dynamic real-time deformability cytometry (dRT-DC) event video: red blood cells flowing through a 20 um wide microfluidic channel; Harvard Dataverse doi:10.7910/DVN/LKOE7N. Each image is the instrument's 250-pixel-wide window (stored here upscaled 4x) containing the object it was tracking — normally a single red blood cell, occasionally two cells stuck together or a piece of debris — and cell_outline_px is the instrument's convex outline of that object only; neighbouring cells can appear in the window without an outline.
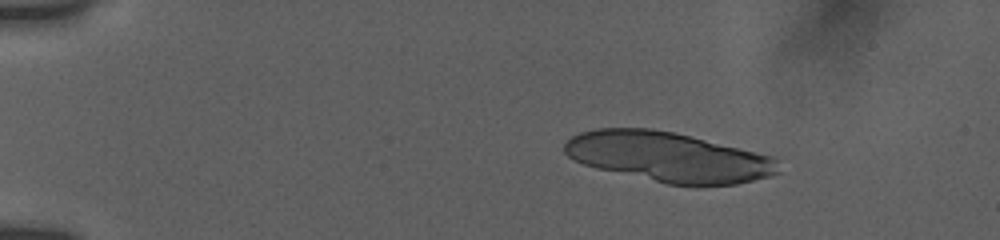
{"species": "human", "species_latin": "Homo sapiens", "temperature_condition": "room temperature", "stored_images_in_passage": 8, "camera_frame_rate_fps": 3000, "um_per_image_px": 0.085, "donor": {"sex": "female"}, "frame": {"image": 1, "passage_image": 3, "time_ms": 2.0, "image_size_px": [1000, 240], "cell_outline_px": [[780, 172], [768, 176], [736, 184], [696, 188], [668, 184], [596, 168], [584, 164], [568, 156], [564, 152], [564, 144], [572, 136], [580, 132], [596, 128], [652, 128], [672, 132], [776, 156], [780, 160]], "centroid_in_image_um": [56.87, 13.36], "position_along_channel_um": 28.1, "area_um2": 62.77}}
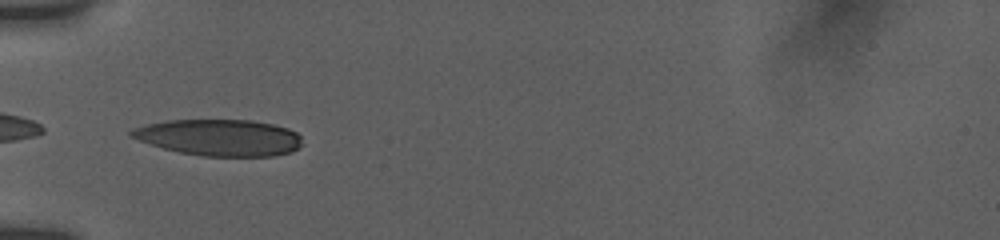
{"frame": {"image": 2, "passage_image": 7, "time_ms": 5.667, "image_size_px": [1000, 240], "cell_outline_px": [[300, 148], [292, 152], [276, 156], [204, 156], [180, 152], [164, 148], [128, 136], [128, 132], [132, 128], [148, 124], [168, 120], [252, 120], [272, 124], [288, 128], [296, 132], [300, 136]], "centroid_in_image_um": [18.67, 11.69], "position_along_channel_um": 66.3, "area_um2": 36.24}}